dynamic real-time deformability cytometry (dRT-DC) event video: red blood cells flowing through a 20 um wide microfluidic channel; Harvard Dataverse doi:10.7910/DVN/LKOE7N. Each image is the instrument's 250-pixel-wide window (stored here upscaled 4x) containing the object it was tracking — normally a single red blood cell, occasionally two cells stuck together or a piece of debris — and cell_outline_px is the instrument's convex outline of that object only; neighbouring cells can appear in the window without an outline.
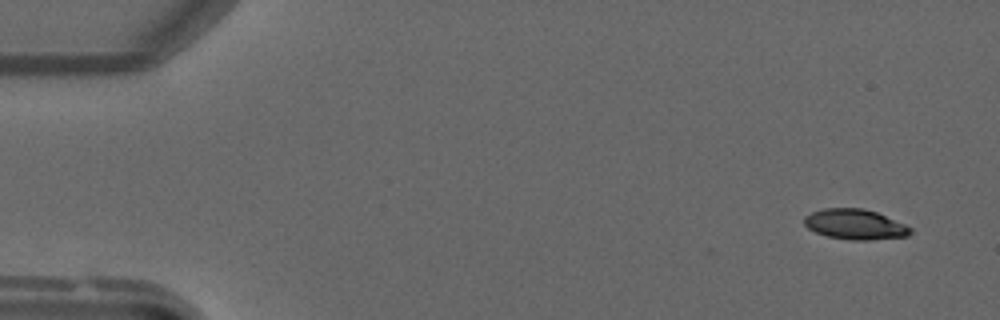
{"species": "common noctule bat (a hibernating species)", "species_latin": "Nyctalus noctula", "temperature_condition": "warm", "stored_images_in_passage": 51, "segment_of_instrument_passage": [1, 2], "camera_frame_rate_fps": 3000, "um_per_image_px": 0.085, "animal": {"sex": "male", "forearm_length_mm": 52.5}, "frame": {"image": 1, "passage_image": 3, "time_ms": 0.667, "image_size_px": [1000, 320], "cell_outline_px": [[912, 232], [908, 236], [868, 240], [852, 240], [828, 236], [816, 232], [808, 228], [804, 224], [804, 216], [812, 212], [824, 208], [864, 208], [876, 212], [904, 224], [912, 228]], "centroid_in_image_um": [72.67, 19.06], "position_along_channel_um": 12.3, "area_um2": 18.61}}
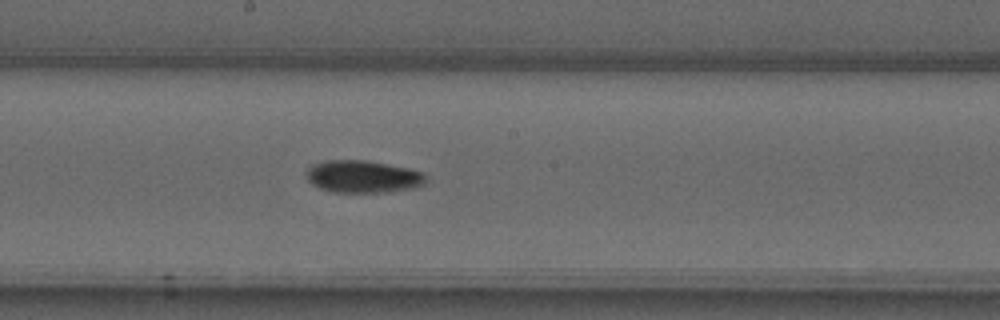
{"frame": {"image": 2, "passage_image": 27, "time_ms": 8.667, "image_size_px": [1000, 320], "cell_outline_px": [[428, 180], [424, 184], [412, 188], [388, 192], [332, 192], [320, 188], [312, 184], [308, 180], [308, 168], [312, 164], [324, 160], [368, 160], [408, 168], [424, 172], [428, 176]], "centroid_in_image_um": [30.89, 15.0], "position_along_channel_um": 217.3, "area_um2": 22.72}}
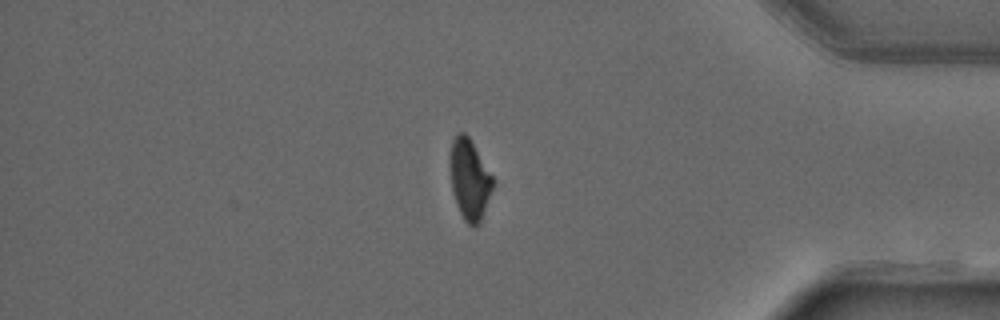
{"frame": {"image": 3, "passage_image": 42, "time_ms": 13.667, "image_size_px": [1000, 320], "cell_outline_px": [[492, 188], [480, 224], [472, 228], [464, 220], [456, 204], [452, 192], [448, 160], [452, 140], [456, 132], [464, 132], [468, 136], [492, 176]], "centroid_in_image_um": [39.86, 15.25], "position_along_channel_um": 395.3, "area_um2": 20.11}}